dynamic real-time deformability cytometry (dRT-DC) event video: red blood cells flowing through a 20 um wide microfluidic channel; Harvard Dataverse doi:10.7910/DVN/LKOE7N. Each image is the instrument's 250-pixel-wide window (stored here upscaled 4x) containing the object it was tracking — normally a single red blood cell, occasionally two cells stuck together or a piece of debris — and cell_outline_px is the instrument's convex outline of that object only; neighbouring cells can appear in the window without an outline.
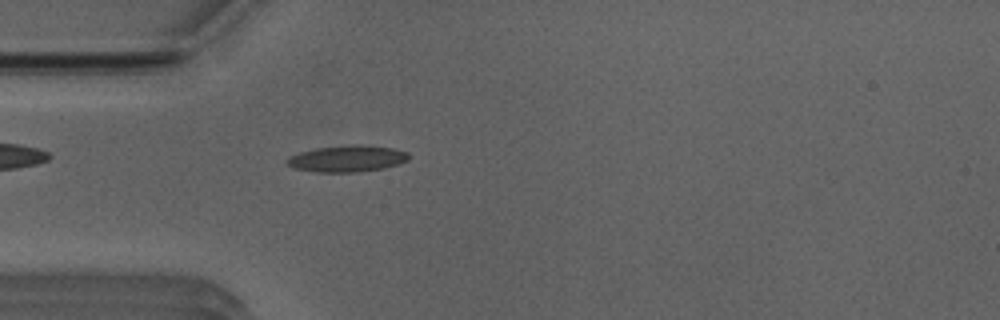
{"species": "Egyptian fruit bat (a non-hibernating species)", "species_latin": "Rousettus aegyptiacus", "temperature_condition": "room temperature", "stored_images_in_passage": 51, "camera_frame_rate_fps": 3000, "um_per_image_px": 0.085, "animal": {"sex": "male"}, "frame": {"image": 1, "passage_image": 14, "time_ms": 4.333, "image_size_px": [1000, 320], "cell_outline_px": [[408, 160], [384, 168], [356, 172], [320, 172], [296, 168], [288, 164], [284, 160], [288, 156], [300, 152], [316, 148], [356, 144], [360, 144], [392, 148], [408, 152]], "centroid_in_image_um": [29.5, 13.47], "position_along_channel_um": 55.5, "area_um2": 18.61}}
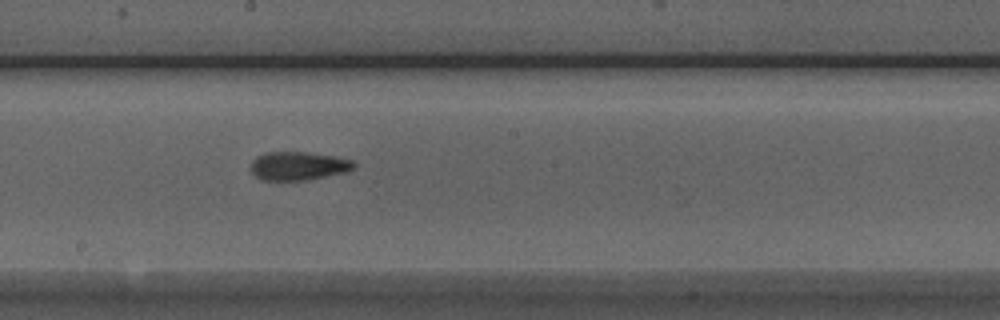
{"frame": {"image": 2, "passage_image": 27, "time_ms": 8.667, "image_size_px": [1000, 320], "cell_outline_px": [[356, 168], [348, 172], [304, 180], [260, 180], [252, 172], [252, 160], [256, 156], [264, 152], [304, 152], [336, 156], [352, 160], [356, 164]], "centroid_in_image_um": [25.38, 14.1], "position_along_channel_um": 222.8, "area_um2": 17.22}}
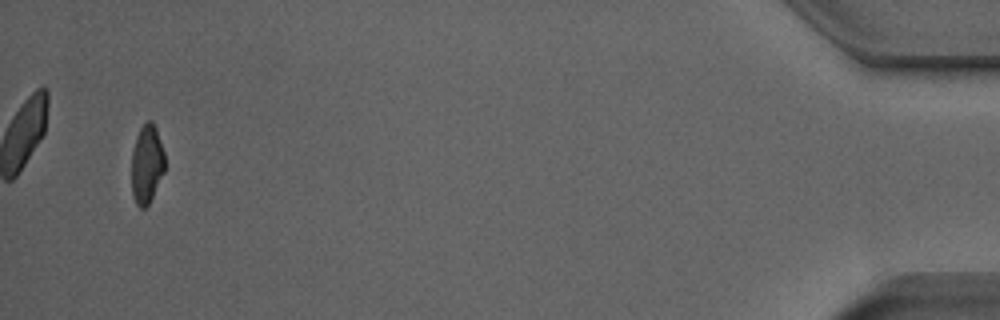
{"frame": {"image": 3, "passage_image": 49, "time_ms": 16.0, "image_size_px": [1000, 320], "cell_outline_px": [[164, 172], [148, 204], [144, 208], [140, 208], [136, 204], [132, 192], [132, 152], [136, 136], [140, 128], [148, 120], [152, 120], [156, 128], [164, 152]], "centroid_in_image_um": [12.47, 13.93], "position_along_channel_um": 422.7, "area_um2": 15.09}, "authors_computed_cell_mechanics": {"area_um2": 16.8776, "velocity_mm_per_s": 3.9462, "shape_relaxation_time_tau1_ms": 8.4364, "shape_relaxation_time_tau2_ms": 2.0867, "deformation_change_tau1": 0.2305, "deformation_change_tau2": 0.1014}}